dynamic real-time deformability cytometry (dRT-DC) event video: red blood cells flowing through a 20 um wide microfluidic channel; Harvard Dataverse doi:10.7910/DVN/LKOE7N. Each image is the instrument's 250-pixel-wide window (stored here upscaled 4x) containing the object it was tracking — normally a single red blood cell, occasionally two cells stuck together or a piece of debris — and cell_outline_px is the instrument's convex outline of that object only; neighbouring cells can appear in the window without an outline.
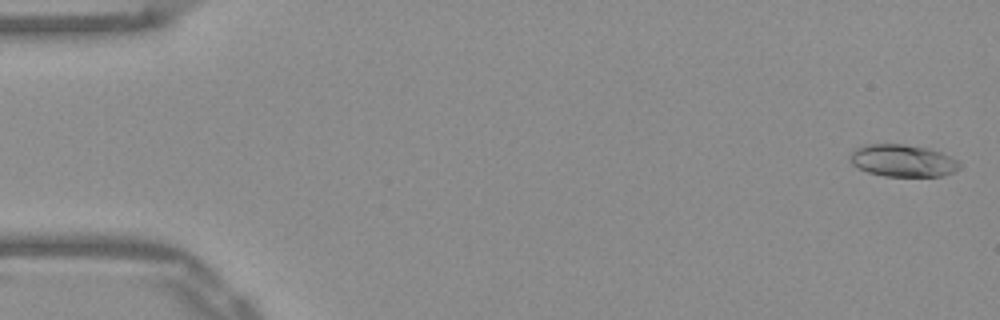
{"species": "Egyptian fruit bat (a non-hibernating species)", "species_latin": "Rousettus aegyptiacus", "temperature_condition": "warm", "stored_images_in_passage": 52, "camera_frame_rate_fps": 3000, "um_per_image_px": 0.085, "frame": {"image": 1, "passage_image": 1, "time_ms": 0.0, "image_size_px": [1000, 320], "cell_outline_px": [[960, 168], [952, 172], [940, 176], [884, 176], [868, 172], [856, 168], [852, 164], [852, 148], [864, 144], [904, 144], [928, 148], [940, 152], [956, 160], [960, 164]], "centroid_in_image_um": [76.69, 13.65], "position_along_channel_um": 8.3, "area_um2": 20.46}}
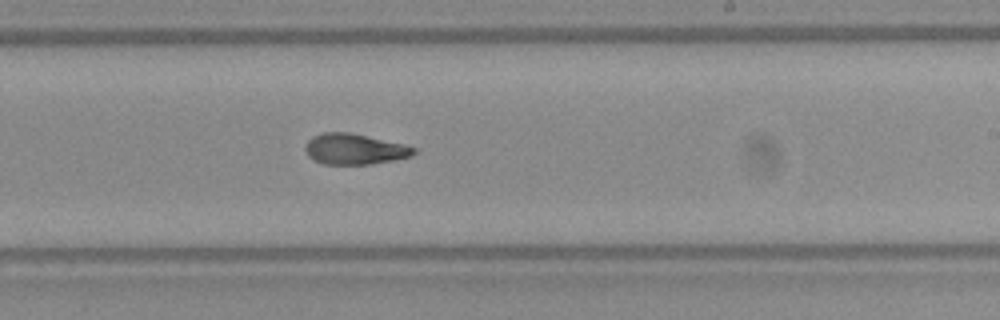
{"frame": {"image": 2, "passage_image": 31, "time_ms": 10.0, "image_size_px": [1000, 320], "cell_outline_px": [[416, 152], [412, 156], [396, 160], [372, 164], [324, 164], [312, 160], [308, 156], [304, 148], [308, 140], [312, 136], [324, 132], [348, 132], [404, 144], [416, 148]], "centroid_in_image_um": [30.13, 12.68], "position_along_channel_um": 258.9, "area_um2": 19.54}}
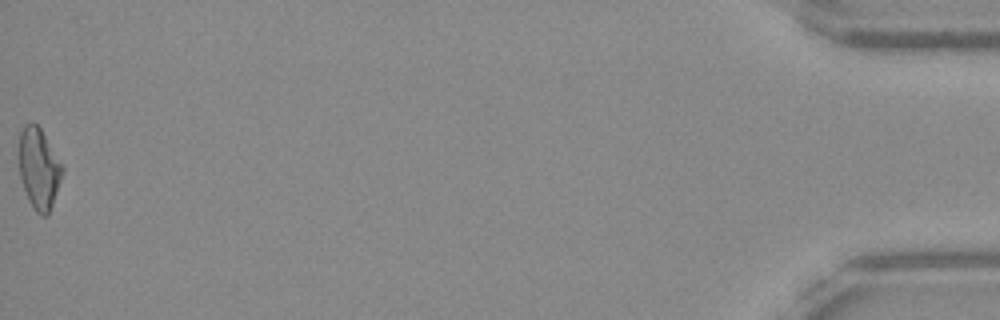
{"frame": {"image": 3, "passage_image": 52, "time_ms": 17.0, "image_size_px": [1000, 320], "cell_outline_px": [[64, 172], [48, 216], [40, 216], [36, 212], [28, 200], [20, 176], [16, 148], [20, 132], [24, 124], [32, 120], [40, 128], [64, 168]], "centroid_in_image_um": [3.26, 14.3], "position_along_channel_um": 431.9, "area_um2": 20.92}, "authors_computed_cell_mechanics": {"area_um2": 19.8543, "velocity_mm_per_s": 3.9061, "shape_relaxation_time_tau1_ms": null, "shape_relaxation_time_tau2_ms": 2.598, "deformation_change_tau1": null, "deformation_change_tau2": 0.0957}}